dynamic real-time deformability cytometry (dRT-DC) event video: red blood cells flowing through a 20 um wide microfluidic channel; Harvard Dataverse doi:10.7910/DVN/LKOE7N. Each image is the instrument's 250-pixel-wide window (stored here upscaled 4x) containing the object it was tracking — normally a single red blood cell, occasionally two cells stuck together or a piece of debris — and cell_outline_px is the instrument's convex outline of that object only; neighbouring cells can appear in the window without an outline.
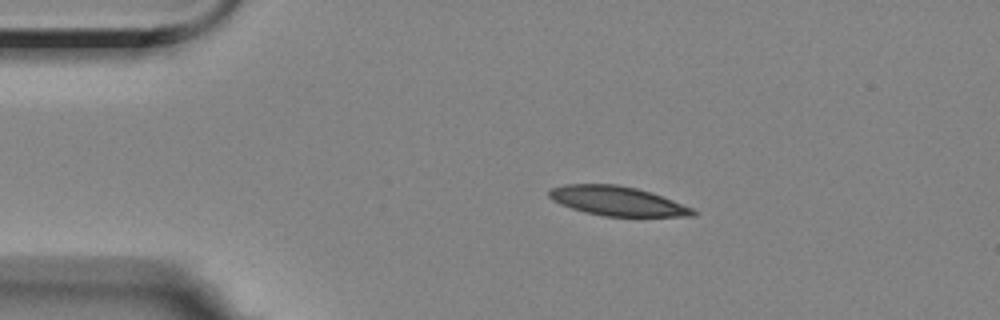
{"species": "Egyptian fruit bat (a non-hibernating species)", "species_latin": "Rousettus aegyptiacus", "temperature_condition": "room temperature", "stored_images_in_passage": 47, "camera_frame_rate_fps": 3000, "um_per_image_px": 0.085, "animal": {"sex": "female"}, "frame": {"image": 1, "passage_image": 1, "time_ms": 0.0, "image_size_px": [1000, 320], "cell_outline_px": [[696, 212], [692, 216], [604, 216], [572, 208], [560, 204], [552, 200], [548, 196], [548, 192], [552, 188], [564, 184], [616, 184], [636, 188], [672, 200], [692, 208]], "centroid_in_image_um": [52.42, 17.08], "position_along_channel_um": 32.6, "area_um2": 24.16}}
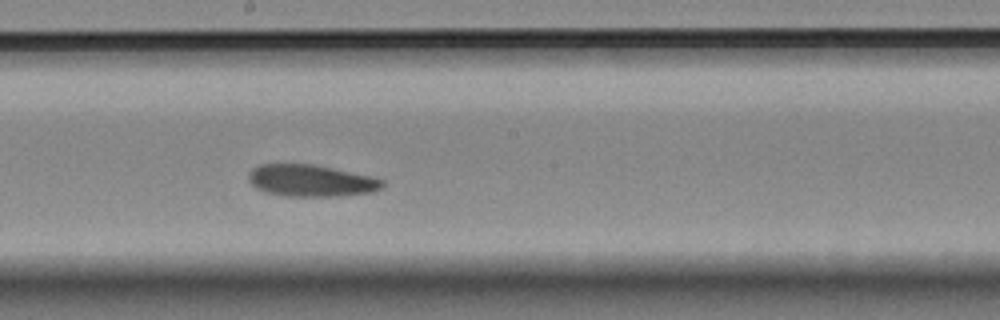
{"frame": {"image": 2, "passage_image": 21, "time_ms": 6.667, "image_size_px": [1000, 320], "cell_outline_px": [[384, 188], [372, 192], [340, 196], [284, 196], [264, 192], [256, 188], [248, 180], [248, 172], [252, 168], [260, 164], [316, 164], [372, 176], [384, 180]], "centroid_in_image_um": [26.44, 15.35], "position_along_channel_um": 221.8, "area_um2": 25.2}}
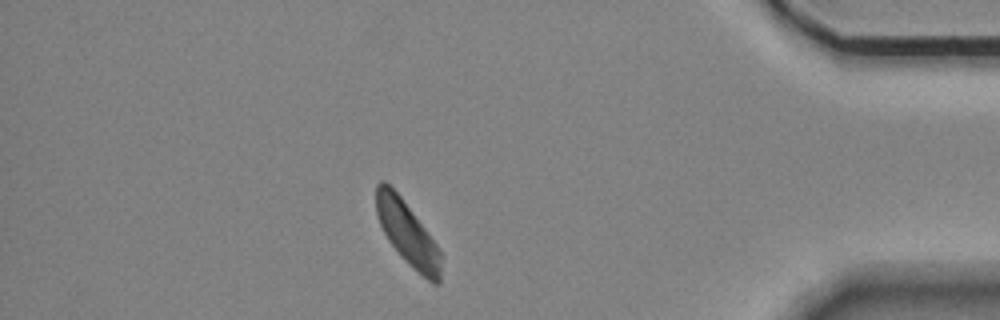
{"frame": {"image": 3, "passage_image": 40, "time_ms": 13.0, "image_size_px": [1000, 320], "cell_outline_px": [[440, 284], [432, 284], [388, 240], [380, 224], [376, 212], [376, 184], [380, 180], [384, 180], [400, 196], [436, 244], [440, 252]], "centroid_in_image_um": [34.61, 19.77], "position_along_channel_um": 400.6, "area_um2": 22.83}, "authors_computed_cell_mechanics": {"area_um2": 25.2008, "velocity_mm_per_s": 3.4428, "shape_relaxation_time_tau1_ms": 4.9198, "shape_relaxation_time_tau2_ms": 4.0778, "deformation_change_tau1": 0.1008, "deformation_change_tau2": 0.1107}}